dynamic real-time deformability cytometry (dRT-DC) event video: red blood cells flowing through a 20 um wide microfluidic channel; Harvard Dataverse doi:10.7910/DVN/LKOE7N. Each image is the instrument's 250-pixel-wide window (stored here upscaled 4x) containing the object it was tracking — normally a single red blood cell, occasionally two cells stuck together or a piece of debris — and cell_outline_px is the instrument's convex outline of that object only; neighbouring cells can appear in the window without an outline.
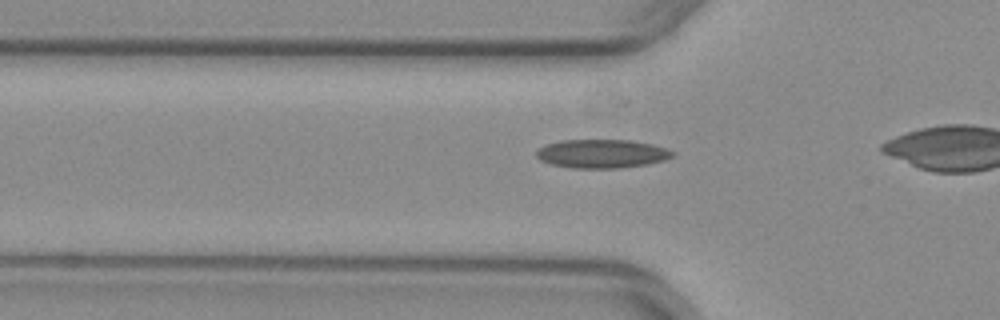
{"species": "common noctule bat (a hibernating species)", "species_latin": "Nyctalus noctula", "temperature_condition": "warm", "stored_images_in_passage": 15, "camera_frame_rate_fps": 3000, "um_per_image_px": 0.085, "animal": {"sex": "female", "body_mass_g": 29.2, "forearm_length_mm": 56.3}, "frame": {"image": 1, "passage_image": 3, "time_ms": 0.667, "image_size_px": [1000, 320], "cell_outline_px": [[676, 152], [672, 156], [664, 160], [644, 164], [620, 168], [572, 168], [552, 164], [540, 160], [536, 156], [536, 152], [540, 148], [548, 144], [560, 140], [628, 140], [652, 144]], "centroid_in_image_um": [51.14, 13.06], "position_along_channel_um": 74.7, "area_um2": 22.48}}
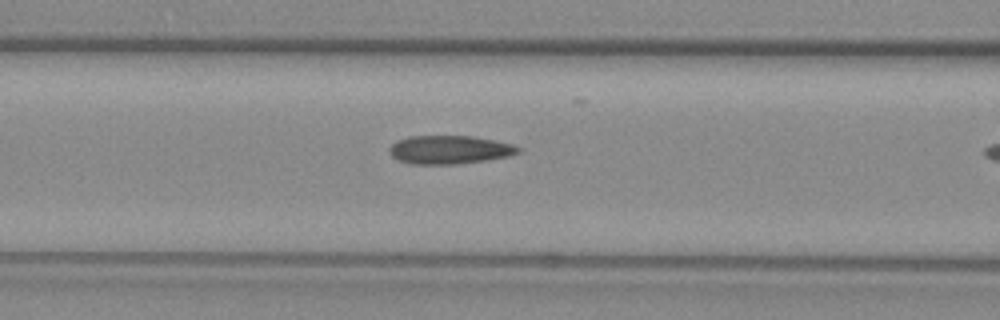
{"frame": {"image": 2, "passage_image": 7, "time_ms": 2.0, "image_size_px": [1000, 320], "cell_outline_px": [[520, 152], [508, 156], [484, 160], [456, 164], [412, 164], [400, 160], [392, 156], [388, 148], [396, 140], [408, 136], [472, 136], [512, 144], [520, 148]], "centroid_in_image_um": [38.17, 12.72], "position_along_channel_um": 128.4, "area_um2": 21.15}}